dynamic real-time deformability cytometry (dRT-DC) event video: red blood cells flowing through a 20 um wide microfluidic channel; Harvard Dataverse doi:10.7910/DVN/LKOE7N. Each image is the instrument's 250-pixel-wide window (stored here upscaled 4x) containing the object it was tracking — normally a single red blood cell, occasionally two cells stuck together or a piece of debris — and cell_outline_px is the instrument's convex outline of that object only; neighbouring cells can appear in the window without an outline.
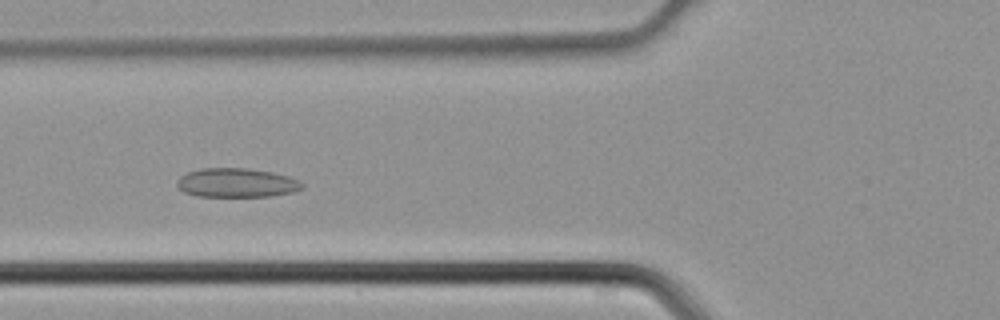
{"species": "common noctule bat (a hibernating species)", "species_latin": "Nyctalus noctula", "temperature_condition": "cold", "stored_images_in_passage": 35, "camera_frame_rate_fps": 3000, "um_per_image_px": 0.085, "animal": {"sex": "male", "body_mass_g": 21.5, "forearm_length_mm": 52.0}, "frame": {"image": 1, "passage_image": 14, "time_ms": 4.333, "image_size_px": [1000, 320], "cell_outline_px": [[304, 188], [292, 192], [272, 196], [196, 196], [184, 192], [176, 184], [180, 176], [188, 172], [200, 168], [248, 168], [272, 172], [288, 176], [300, 180], [304, 184]], "centroid_in_image_um": [20.14, 15.53], "position_along_channel_um": 105.7, "area_um2": 21.27}}
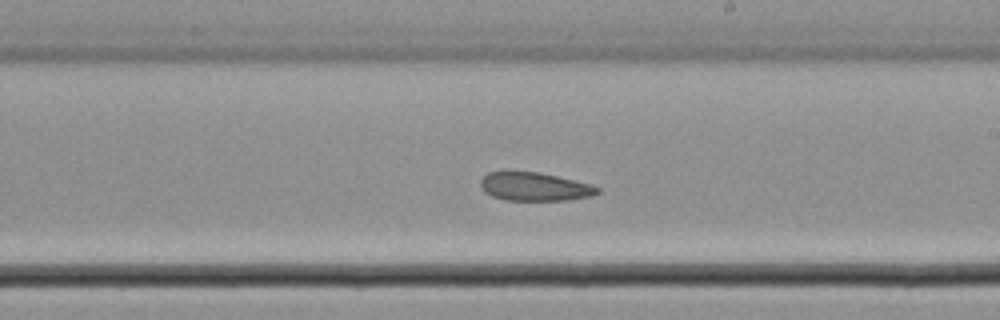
{"frame": {"image": 2, "passage_image": 23, "time_ms": 7.333, "image_size_px": [1000, 320], "cell_outline_px": [[600, 192], [592, 196], [568, 200], [504, 200], [492, 196], [484, 192], [480, 184], [480, 180], [488, 172], [540, 172], [592, 184], [600, 188]], "centroid_in_image_um": [45.47, 15.87], "position_along_channel_um": 243.5, "area_um2": 19.42}}
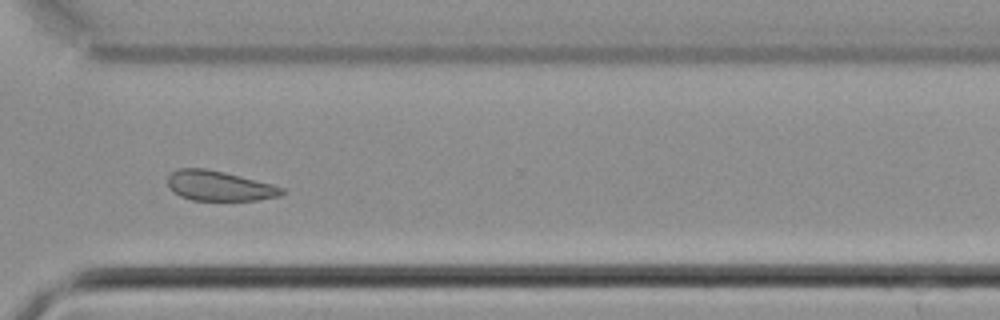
{"frame": {"image": 3, "passage_image": 30, "time_ms": 9.667, "image_size_px": [1000, 320], "cell_outline_px": [[288, 192], [280, 196], [256, 200], [192, 200], [180, 196], [172, 192], [168, 188], [168, 176], [176, 168], [204, 168], [224, 172], [272, 184], [284, 188]], "centroid_in_image_um": [18.63, 15.8], "position_along_channel_um": 352.0, "area_um2": 20.06}}